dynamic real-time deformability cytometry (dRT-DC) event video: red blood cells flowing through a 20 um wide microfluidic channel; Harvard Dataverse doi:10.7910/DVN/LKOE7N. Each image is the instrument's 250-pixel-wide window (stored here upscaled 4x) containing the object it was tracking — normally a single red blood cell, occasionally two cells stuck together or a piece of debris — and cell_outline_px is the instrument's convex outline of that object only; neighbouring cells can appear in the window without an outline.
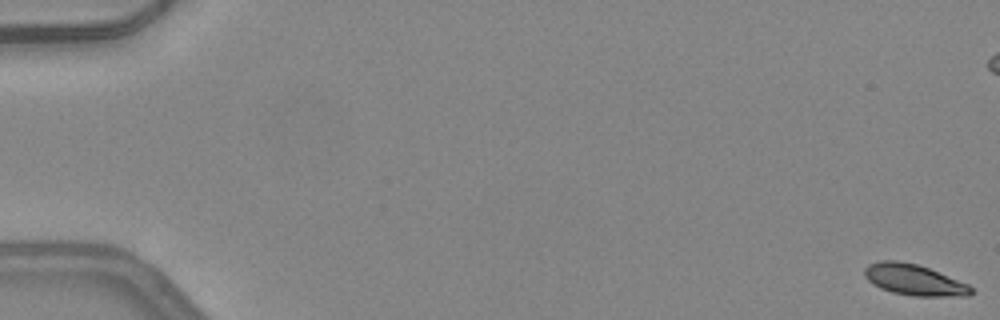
{"species": "common noctule bat (a hibernating species)", "species_latin": "Nyctalus noctula", "temperature_condition": "warm", "stored_images_in_passage": 11, "camera_frame_rate_fps": 3000, "um_per_image_px": 0.085, "animal": {"sex": "female", "body_mass_g": 24.6, "forearm_length_mm": 56.2}, "frame": {"image": 1, "passage_image": 1, "time_ms": 0.0, "image_size_px": [1000, 320], "cell_outline_px": [[972, 292], [968, 296], [912, 296], [892, 292], [880, 288], [872, 284], [864, 276], [864, 268], [868, 264], [880, 260], [896, 260], [916, 264], [928, 268], [968, 284], [972, 288]], "centroid_in_image_um": [77.65, 23.78], "position_along_channel_um": 7.3, "area_um2": 19.19}}